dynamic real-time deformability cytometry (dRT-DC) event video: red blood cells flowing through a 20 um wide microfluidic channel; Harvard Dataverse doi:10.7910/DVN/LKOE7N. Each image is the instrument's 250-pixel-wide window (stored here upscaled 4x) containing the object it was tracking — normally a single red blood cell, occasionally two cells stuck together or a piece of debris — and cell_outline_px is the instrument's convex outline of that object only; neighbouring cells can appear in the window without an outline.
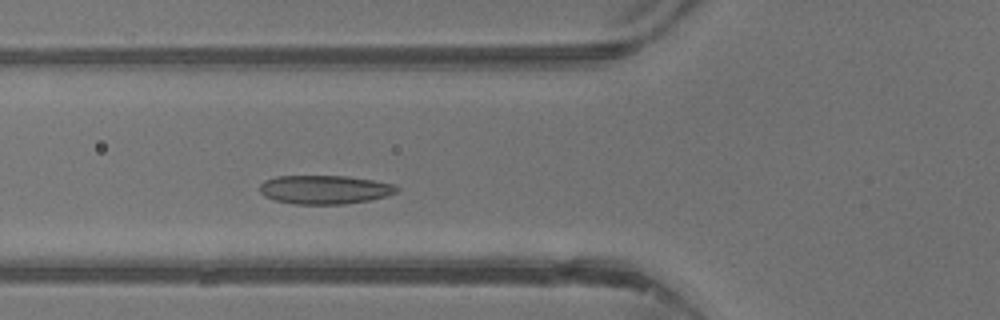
{"species": "common noctule bat (a hibernating species)", "species_latin": "Nyctalus noctula", "temperature_condition": "warm", "stored_images_in_passage": 35, "camera_frame_rate_fps": 3000, "um_per_image_px": 0.085, "animal": {"sex": "male", "body_mass_g": 13.3}, "frame": {"image": 1, "passage_image": 8, "time_ms": 2.333, "image_size_px": [1000, 320], "cell_outline_px": [[400, 188], [396, 192], [388, 196], [368, 200], [344, 204], [292, 204], [276, 200], [264, 196], [260, 192], [260, 184], [264, 180], [276, 176], [348, 176], [372, 180], [392, 184]], "centroid_in_image_um": [27.58, 16.11], "position_along_channel_um": 98.2, "area_um2": 22.95}}
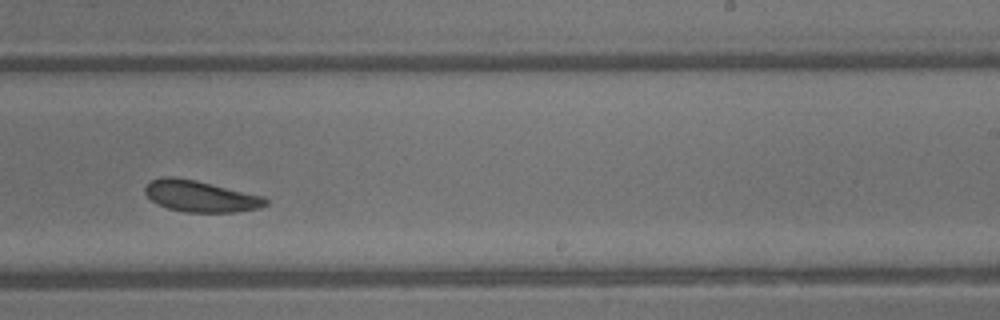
{"frame": {"image": 2, "passage_image": 19, "time_ms": 6.0, "image_size_px": [1000, 320], "cell_outline_px": [[268, 204], [260, 208], [236, 212], [184, 212], [168, 208], [156, 204], [144, 192], [144, 188], [152, 180], [160, 176], [172, 176], [196, 180], [264, 196], [268, 200]], "centroid_in_image_um": [17.04, 16.68], "position_along_channel_um": 272.0, "area_um2": 22.14}}
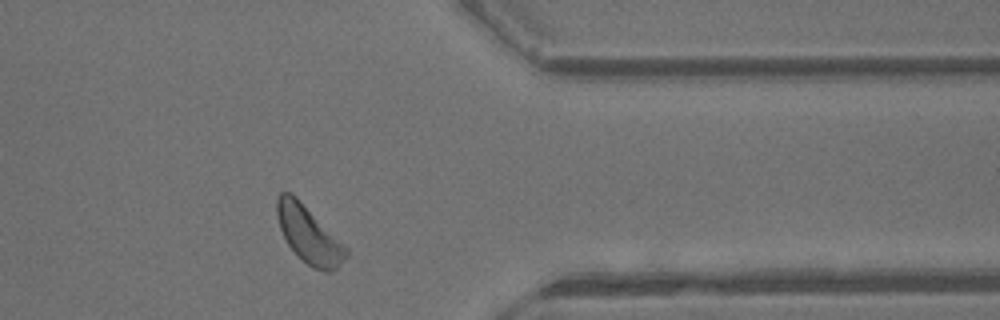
{"frame": {"image": 3, "passage_image": 27, "time_ms": 8.667, "image_size_px": [1000, 320], "cell_outline_px": [[348, 256], [332, 272], [324, 272], [312, 268], [288, 244], [280, 228], [276, 216], [276, 200], [280, 192], [288, 192], [296, 196], [348, 248]], "centroid_in_image_um": [26.26, 19.94], "position_along_channel_um": 385.1, "area_um2": 22.72}, "authors_computed_cell_mechanics": {"area_um2": 22.542, "velocity_mm_per_s": 4.7342, "shape_relaxation_time_tau1_ms": 4.052, "shape_relaxation_time_tau2_ms": null, "deformation_change_tau1": 0.1098, "deformation_change_tau2": null}}